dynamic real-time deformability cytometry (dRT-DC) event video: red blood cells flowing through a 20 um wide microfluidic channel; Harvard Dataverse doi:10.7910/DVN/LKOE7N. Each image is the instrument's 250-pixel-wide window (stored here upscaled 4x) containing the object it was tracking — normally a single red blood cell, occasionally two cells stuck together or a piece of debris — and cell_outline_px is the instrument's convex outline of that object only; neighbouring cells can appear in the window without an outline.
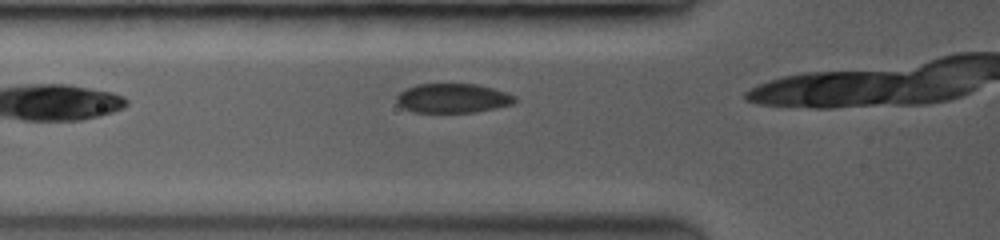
{"species": "common noctule bat (a hibernating species)", "species_latin": "Nyctalus noctula", "temperature_condition": "room temperature", "stored_images_in_passage": 7, "camera_frame_rate_fps": 3500, "um_per_image_px": 0.085, "animal": {"sex": "female", "body_mass_g": 19.0, "forearm_length_mm": 53.3}, "frame": {"image": 1, "passage_image": 2, "time_ms": 0.286, "image_size_px": [1000, 240], "cell_outline_px": [[516, 100], [512, 104], [472, 112], [412, 112], [404, 108], [396, 100], [396, 96], [400, 92], [416, 84], [476, 84], [492, 88], [516, 96]], "centroid_in_image_um": [38.46, 8.34], "position_along_channel_um": 87.3, "area_um2": 19.88}}